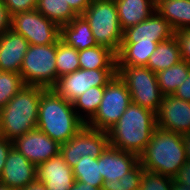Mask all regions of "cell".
I'll list each match as a JSON object with an SVG mask.
<instances>
[{
  "label": "cell",
  "instance_id": "43",
  "mask_svg": "<svg viewBox=\"0 0 190 190\" xmlns=\"http://www.w3.org/2000/svg\"><path fill=\"white\" fill-rule=\"evenodd\" d=\"M171 190H190V187L180 182H176L174 179H172Z\"/></svg>",
  "mask_w": 190,
  "mask_h": 190
},
{
  "label": "cell",
  "instance_id": "7",
  "mask_svg": "<svg viewBox=\"0 0 190 190\" xmlns=\"http://www.w3.org/2000/svg\"><path fill=\"white\" fill-rule=\"evenodd\" d=\"M117 75L127 86L132 103L157 113L164 95L156 73L146 66H117Z\"/></svg>",
  "mask_w": 190,
  "mask_h": 190
},
{
  "label": "cell",
  "instance_id": "25",
  "mask_svg": "<svg viewBox=\"0 0 190 190\" xmlns=\"http://www.w3.org/2000/svg\"><path fill=\"white\" fill-rule=\"evenodd\" d=\"M190 72V64L180 61L165 70L156 73L157 83L162 94L173 95L177 88L183 84Z\"/></svg>",
  "mask_w": 190,
  "mask_h": 190
},
{
  "label": "cell",
  "instance_id": "8",
  "mask_svg": "<svg viewBox=\"0 0 190 190\" xmlns=\"http://www.w3.org/2000/svg\"><path fill=\"white\" fill-rule=\"evenodd\" d=\"M131 103L132 100L127 86L116 74L105 86L101 104L86 125L94 129L108 131L119 121Z\"/></svg>",
  "mask_w": 190,
  "mask_h": 190
},
{
  "label": "cell",
  "instance_id": "16",
  "mask_svg": "<svg viewBox=\"0 0 190 190\" xmlns=\"http://www.w3.org/2000/svg\"><path fill=\"white\" fill-rule=\"evenodd\" d=\"M36 179L47 190H70L75 182L72 168L60 154L36 166Z\"/></svg>",
  "mask_w": 190,
  "mask_h": 190
},
{
  "label": "cell",
  "instance_id": "38",
  "mask_svg": "<svg viewBox=\"0 0 190 190\" xmlns=\"http://www.w3.org/2000/svg\"><path fill=\"white\" fill-rule=\"evenodd\" d=\"M173 96L190 102V72L182 85L174 92Z\"/></svg>",
  "mask_w": 190,
  "mask_h": 190
},
{
  "label": "cell",
  "instance_id": "17",
  "mask_svg": "<svg viewBox=\"0 0 190 190\" xmlns=\"http://www.w3.org/2000/svg\"><path fill=\"white\" fill-rule=\"evenodd\" d=\"M28 47L29 42L23 35L13 29L6 30L0 36V71L19 74Z\"/></svg>",
  "mask_w": 190,
  "mask_h": 190
},
{
  "label": "cell",
  "instance_id": "26",
  "mask_svg": "<svg viewBox=\"0 0 190 190\" xmlns=\"http://www.w3.org/2000/svg\"><path fill=\"white\" fill-rule=\"evenodd\" d=\"M105 86L91 87L72 102L77 115L87 123L97 112Z\"/></svg>",
  "mask_w": 190,
  "mask_h": 190
},
{
  "label": "cell",
  "instance_id": "13",
  "mask_svg": "<svg viewBox=\"0 0 190 190\" xmlns=\"http://www.w3.org/2000/svg\"><path fill=\"white\" fill-rule=\"evenodd\" d=\"M156 127L181 135L190 133V102L165 95L156 113Z\"/></svg>",
  "mask_w": 190,
  "mask_h": 190
},
{
  "label": "cell",
  "instance_id": "34",
  "mask_svg": "<svg viewBox=\"0 0 190 190\" xmlns=\"http://www.w3.org/2000/svg\"><path fill=\"white\" fill-rule=\"evenodd\" d=\"M175 37L179 43L181 60L190 64V28L175 32Z\"/></svg>",
  "mask_w": 190,
  "mask_h": 190
},
{
  "label": "cell",
  "instance_id": "9",
  "mask_svg": "<svg viewBox=\"0 0 190 190\" xmlns=\"http://www.w3.org/2000/svg\"><path fill=\"white\" fill-rule=\"evenodd\" d=\"M11 29L23 35L29 45L57 44L60 40V26L37 9L12 15Z\"/></svg>",
  "mask_w": 190,
  "mask_h": 190
},
{
  "label": "cell",
  "instance_id": "30",
  "mask_svg": "<svg viewBox=\"0 0 190 190\" xmlns=\"http://www.w3.org/2000/svg\"><path fill=\"white\" fill-rule=\"evenodd\" d=\"M25 86L20 74L0 71V110Z\"/></svg>",
  "mask_w": 190,
  "mask_h": 190
},
{
  "label": "cell",
  "instance_id": "40",
  "mask_svg": "<svg viewBox=\"0 0 190 190\" xmlns=\"http://www.w3.org/2000/svg\"><path fill=\"white\" fill-rule=\"evenodd\" d=\"M102 187H94L89 183L80 182L75 180L72 188L70 190H102Z\"/></svg>",
  "mask_w": 190,
  "mask_h": 190
},
{
  "label": "cell",
  "instance_id": "10",
  "mask_svg": "<svg viewBox=\"0 0 190 190\" xmlns=\"http://www.w3.org/2000/svg\"><path fill=\"white\" fill-rule=\"evenodd\" d=\"M109 146L107 131L83 126L73 138L60 145V155L71 167H75L81 157L86 155L98 158Z\"/></svg>",
  "mask_w": 190,
  "mask_h": 190
},
{
  "label": "cell",
  "instance_id": "24",
  "mask_svg": "<svg viewBox=\"0 0 190 190\" xmlns=\"http://www.w3.org/2000/svg\"><path fill=\"white\" fill-rule=\"evenodd\" d=\"M159 42L122 43L117 57V66H147L150 55Z\"/></svg>",
  "mask_w": 190,
  "mask_h": 190
},
{
  "label": "cell",
  "instance_id": "14",
  "mask_svg": "<svg viewBox=\"0 0 190 190\" xmlns=\"http://www.w3.org/2000/svg\"><path fill=\"white\" fill-rule=\"evenodd\" d=\"M175 36L173 27L157 12L123 31L122 43L162 42Z\"/></svg>",
  "mask_w": 190,
  "mask_h": 190
},
{
  "label": "cell",
  "instance_id": "35",
  "mask_svg": "<svg viewBox=\"0 0 190 190\" xmlns=\"http://www.w3.org/2000/svg\"><path fill=\"white\" fill-rule=\"evenodd\" d=\"M12 16L7 10L3 0H0V36L6 31L11 29Z\"/></svg>",
  "mask_w": 190,
  "mask_h": 190
},
{
  "label": "cell",
  "instance_id": "39",
  "mask_svg": "<svg viewBox=\"0 0 190 190\" xmlns=\"http://www.w3.org/2000/svg\"><path fill=\"white\" fill-rule=\"evenodd\" d=\"M66 2L77 15H82L90 5L91 0H66Z\"/></svg>",
  "mask_w": 190,
  "mask_h": 190
},
{
  "label": "cell",
  "instance_id": "18",
  "mask_svg": "<svg viewBox=\"0 0 190 190\" xmlns=\"http://www.w3.org/2000/svg\"><path fill=\"white\" fill-rule=\"evenodd\" d=\"M98 163L103 180L116 181L139 163V156L108 146L98 157Z\"/></svg>",
  "mask_w": 190,
  "mask_h": 190
},
{
  "label": "cell",
  "instance_id": "45",
  "mask_svg": "<svg viewBox=\"0 0 190 190\" xmlns=\"http://www.w3.org/2000/svg\"><path fill=\"white\" fill-rule=\"evenodd\" d=\"M155 5H158L162 0H151Z\"/></svg>",
  "mask_w": 190,
  "mask_h": 190
},
{
  "label": "cell",
  "instance_id": "11",
  "mask_svg": "<svg viewBox=\"0 0 190 190\" xmlns=\"http://www.w3.org/2000/svg\"><path fill=\"white\" fill-rule=\"evenodd\" d=\"M117 74V69H78L57 79L52 89L73 102L91 87L106 86Z\"/></svg>",
  "mask_w": 190,
  "mask_h": 190
},
{
  "label": "cell",
  "instance_id": "36",
  "mask_svg": "<svg viewBox=\"0 0 190 190\" xmlns=\"http://www.w3.org/2000/svg\"><path fill=\"white\" fill-rule=\"evenodd\" d=\"M13 147V141L6 139L4 136L0 135V177L5 165L7 155L11 148Z\"/></svg>",
  "mask_w": 190,
  "mask_h": 190
},
{
  "label": "cell",
  "instance_id": "3",
  "mask_svg": "<svg viewBox=\"0 0 190 190\" xmlns=\"http://www.w3.org/2000/svg\"><path fill=\"white\" fill-rule=\"evenodd\" d=\"M186 160L183 135L158 127L139 155V163L145 170L171 178L176 176Z\"/></svg>",
  "mask_w": 190,
  "mask_h": 190
},
{
  "label": "cell",
  "instance_id": "1",
  "mask_svg": "<svg viewBox=\"0 0 190 190\" xmlns=\"http://www.w3.org/2000/svg\"><path fill=\"white\" fill-rule=\"evenodd\" d=\"M85 125L71 102L59 96L52 88L41 87L38 129L61 145L73 138Z\"/></svg>",
  "mask_w": 190,
  "mask_h": 190
},
{
  "label": "cell",
  "instance_id": "33",
  "mask_svg": "<svg viewBox=\"0 0 190 190\" xmlns=\"http://www.w3.org/2000/svg\"><path fill=\"white\" fill-rule=\"evenodd\" d=\"M10 15L36 9L38 0H3Z\"/></svg>",
  "mask_w": 190,
  "mask_h": 190
},
{
  "label": "cell",
  "instance_id": "4",
  "mask_svg": "<svg viewBox=\"0 0 190 190\" xmlns=\"http://www.w3.org/2000/svg\"><path fill=\"white\" fill-rule=\"evenodd\" d=\"M41 87L25 85L0 110V135L14 141L37 128Z\"/></svg>",
  "mask_w": 190,
  "mask_h": 190
},
{
  "label": "cell",
  "instance_id": "31",
  "mask_svg": "<svg viewBox=\"0 0 190 190\" xmlns=\"http://www.w3.org/2000/svg\"><path fill=\"white\" fill-rule=\"evenodd\" d=\"M144 168L138 163L130 172L116 181H103L102 190H138Z\"/></svg>",
  "mask_w": 190,
  "mask_h": 190
},
{
  "label": "cell",
  "instance_id": "21",
  "mask_svg": "<svg viewBox=\"0 0 190 190\" xmlns=\"http://www.w3.org/2000/svg\"><path fill=\"white\" fill-rule=\"evenodd\" d=\"M156 11L175 32L190 28V0H162L156 5Z\"/></svg>",
  "mask_w": 190,
  "mask_h": 190
},
{
  "label": "cell",
  "instance_id": "28",
  "mask_svg": "<svg viewBox=\"0 0 190 190\" xmlns=\"http://www.w3.org/2000/svg\"><path fill=\"white\" fill-rule=\"evenodd\" d=\"M72 171L77 181L89 183L94 187L103 185L104 180L100 174L98 158H91L88 155L81 157Z\"/></svg>",
  "mask_w": 190,
  "mask_h": 190
},
{
  "label": "cell",
  "instance_id": "6",
  "mask_svg": "<svg viewBox=\"0 0 190 190\" xmlns=\"http://www.w3.org/2000/svg\"><path fill=\"white\" fill-rule=\"evenodd\" d=\"M25 85L52 88L57 79L56 44L29 45L19 72Z\"/></svg>",
  "mask_w": 190,
  "mask_h": 190
},
{
  "label": "cell",
  "instance_id": "2",
  "mask_svg": "<svg viewBox=\"0 0 190 190\" xmlns=\"http://www.w3.org/2000/svg\"><path fill=\"white\" fill-rule=\"evenodd\" d=\"M156 129V113L131 103L107 132L109 146L140 155Z\"/></svg>",
  "mask_w": 190,
  "mask_h": 190
},
{
  "label": "cell",
  "instance_id": "20",
  "mask_svg": "<svg viewBox=\"0 0 190 190\" xmlns=\"http://www.w3.org/2000/svg\"><path fill=\"white\" fill-rule=\"evenodd\" d=\"M121 29L124 31L144 21L156 11L151 0H114Z\"/></svg>",
  "mask_w": 190,
  "mask_h": 190
},
{
  "label": "cell",
  "instance_id": "22",
  "mask_svg": "<svg viewBox=\"0 0 190 190\" xmlns=\"http://www.w3.org/2000/svg\"><path fill=\"white\" fill-rule=\"evenodd\" d=\"M181 60L179 43L175 36L159 42L156 50L150 55L147 66L154 73L165 70Z\"/></svg>",
  "mask_w": 190,
  "mask_h": 190
},
{
  "label": "cell",
  "instance_id": "23",
  "mask_svg": "<svg viewBox=\"0 0 190 190\" xmlns=\"http://www.w3.org/2000/svg\"><path fill=\"white\" fill-rule=\"evenodd\" d=\"M78 58L80 69H117L116 54L104 46L78 51Z\"/></svg>",
  "mask_w": 190,
  "mask_h": 190
},
{
  "label": "cell",
  "instance_id": "29",
  "mask_svg": "<svg viewBox=\"0 0 190 190\" xmlns=\"http://www.w3.org/2000/svg\"><path fill=\"white\" fill-rule=\"evenodd\" d=\"M57 76L71 74L80 69L78 50L59 40L56 44Z\"/></svg>",
  "mask_w": 190,
  "mask_h": 190
},
{
  "label": "cell",
  "instance_id": "12",
  "mask_svg": "<svg viewBox=\"0 0 190 190\" xmlns=\"http://www.w3.org/2000/svg\"><path fill=\"white\" fill-rule=\"evenodd\" d=\"M13 147L35 166L60 154V144L38 128L17 137Z\"/></svg>",
  "mask_w": 190,
  "mask_h": 190
},
{
  "label": "cell",
  "instance_id": "41",
  "mask_svg": "<svg viewBox=\"0 0 190 190\" xmlns=\"http://www.w3.org/2000/svg\"><path fill=\"white\" fill-rule=\"evenodd\" d=\"M21 190H47L44 183L35 179L32 183H29L25 188Z\"/></svg>",
  "mask_w": 190,
  "mask_h": 190
},
{
  "label": "cell",
  "instance_id": "44",
  "mask_svg": "<svg viewBox=\"0 0 190 190\" xmlns=\"http://www.w3.org/2000/svg\"><path fill=\"white\" fill-rule=\"evenodd\" d=\"M0 190H19V189L7 187V186L0 183Z\"/></svg>",
  "mask_w": 190,
  "mask_h": 190
},
{
  "label": "cell",
  "instance_id": "27",
  "mask_svg": "<svg viewBox=\"0 0 190 190\" xmlns=\"http://www.w3.org/2000/svg\"><path fill=\"white\" fill-rule=\"evenodd\" d=\"M36 9L59 26L68 24L77 16L66 0H38Z\"/></svg>",
  "mask_w": 190,
  "mask_h": 190
},
{
  "label": "cell",
  "instance_id": "32",
  "mask_svg": "<svg viewBox=\"0 0 190 190\" xmlns=\"http://www.w3.org/2000/svg\"><path fill=\"white\" fill-rule=\"evenodd\" d=\"M171 177L144 169L138 190H171Z\"/></svg>",
  "mask_w": 190,
  "mask_h": 190
},
{
  "label": "cell",
  "instance_id": "15",
  "mask_svg": "<svg viewBox=\"0 0 190 190\" xmlns=\"http://www.w3.org/2000/svg\"><path fill=\"white\" fill-rule=\"evenodd\" d=\"M36 179V166L15 147L9 151L0 183L16 189H23Z\"/></svg>",
  "mask_w": 190,
  "mask_h": 190
},
{
  "label": "cell",
  "instance_id": "5",
  "mask_svg": "<svg viewBox=\"0 0 190 190\" xmlns=\"http://www.w3.org/2000/svg\"><path fill=\"white\" fill-rule=\"evenodd\" d=\"M82 16L89 23L97 45L104 46L117 55L123 41V30L115 1L91 0Z\"/></svg>",
  "mask_w": 190,
  "mask_h": 190
},
{
  "label": "cell",
  "instance_id": "19",
  "mask_svg": "<svg viewBox=\"0 0 190 190\" xmlns=\"http://www.w3.org/2000/svg\"><path fill=\"white\" fill-rule=\"evenodd\" d=\"M60 40L78 51L97 45L89 23L82 15L60 26Z\"/></svg>",
  "mask_w": 190,
  "mask_h": 190
},
{
  "label": "cell",
  "instance_id": "37",
  "mask_svg": "<svg viewBox=\"0 0 190 190\" xmlns=\"http://www.w3.org/2000/svg\"><path fill=\"white\" fill-rule=\"evenodd\" d=\"M173 179L176 182H180L190 187V160H186V163L182 166Z\"/></svg>",
  "mask_w": 190,
  "mask_h": 190
},
{
  "label": "cell",
  "instance_id": "42",
  "mask_svg": "<svg viewBox=\"0 0 190 190\" xmlns=\"http://www.w3.org/2000/svg\"><path fill=\"white\" fill-rule=\"evenodd\" d=\"M183 143L187 160H190V133L183 135Z\"/></svg>",
  "mask_w": 190,
  "mask_h": 190
}]
</instances>
